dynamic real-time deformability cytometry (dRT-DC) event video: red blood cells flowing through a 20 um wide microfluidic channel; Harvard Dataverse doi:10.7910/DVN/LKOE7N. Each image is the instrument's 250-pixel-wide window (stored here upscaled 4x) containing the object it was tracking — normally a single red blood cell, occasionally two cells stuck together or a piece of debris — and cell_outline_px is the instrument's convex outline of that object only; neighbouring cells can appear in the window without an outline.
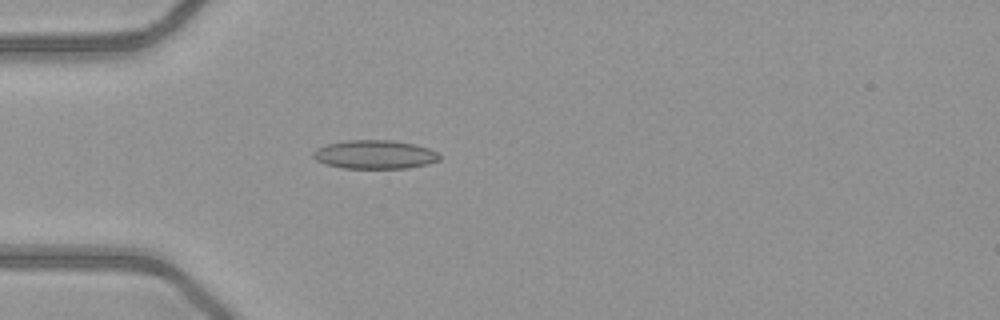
{"species": "common noctule bat (a hibernating species)", "species_latin": "Nyctalus noctula", "temperature_condition": "warm", "stored_images_in_passage": 41, "camera_frame_rate_fps": 3000, "um_per_image_px": 0.085, "animal": {"sex": "female", "body_mass_g": 21.9}, "frame": {"image": 1, "passage_image": 5, "time_ms": 1.333, "image_size_px": [1000, 320], "cell_outline_px": [[440, 160], [428, 164], [408, 168], [344, 168], [324, 164], [316, 160], [312, 156], [312, 152], [316, 148], [328, 144], [348, 140], [392, 140], [412, 144], [428, 148], [436, 152], [440, 156]], "centroid_in_image_um": [31.83, 13.14], "position_along_channel_um": 53.2, "area_um2": 21.1}}
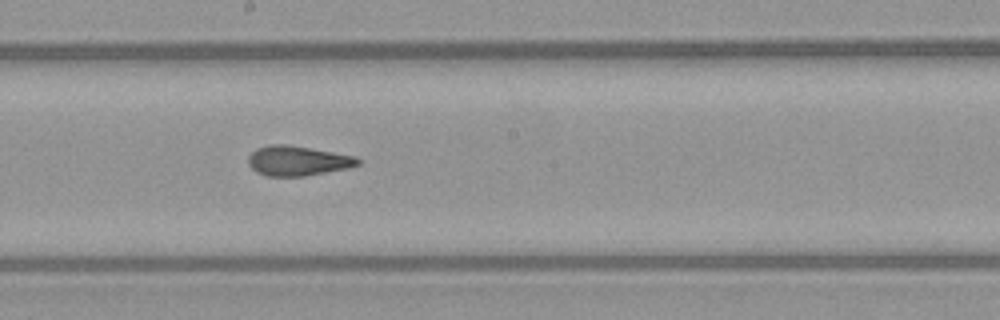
{"frame": {"image": 2, "passage_image": 18, "time_ms": 5.667, "image_size_px": [1000, 320], "cell_outline_px": [[360, 164], [348, 168], [304, 176], [264, 176], [256, 172], [248, 164], [248, 156], [256, 148], [268, 144], [288, 144], [356, 156], [360, 160]], "centroid_in_image_um": [25.27, 13.66], "position_along_channel_um": 222.9, "area_um2": 19.19}}
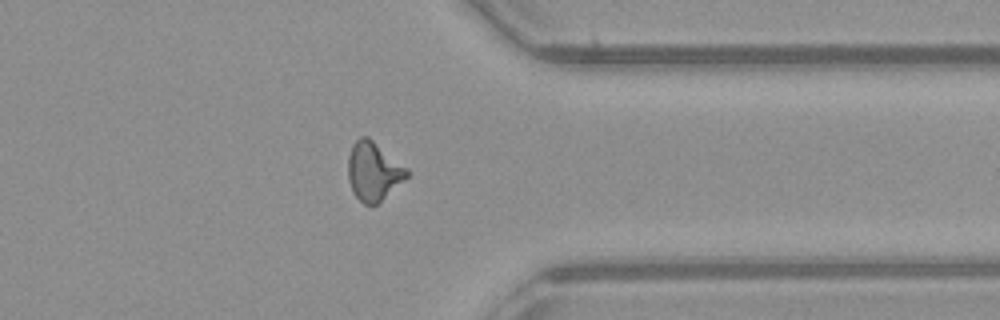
{"frame": {"image": 3, "passage_image": 30, "time_ms": 9.667, "image_size_px": [1000, 320], "cell_outline_px": [[408, 176], [404, 180], [376, 204], [364, 204], [352, 192], [348, 180], [348, 156], [352, 144], [360, 136], [368, 136], [408, 168]], "centroid_in_image_um": [31.72, 14.53], "position_along_channel_um": 379.7, "area_um2": 20.0}, "authors_computed_cell_mechanics": {"area_um2": 19.4208, "velocity_mm_per_s": 4.0957, "shape_relaxation_time_tau1_ms": 5.3147, "shape_relaxation_time_tau2_ms": 1.2852, "deformation_change_tau1": 0.179, "deformation_change_tau2": 0.1032}}